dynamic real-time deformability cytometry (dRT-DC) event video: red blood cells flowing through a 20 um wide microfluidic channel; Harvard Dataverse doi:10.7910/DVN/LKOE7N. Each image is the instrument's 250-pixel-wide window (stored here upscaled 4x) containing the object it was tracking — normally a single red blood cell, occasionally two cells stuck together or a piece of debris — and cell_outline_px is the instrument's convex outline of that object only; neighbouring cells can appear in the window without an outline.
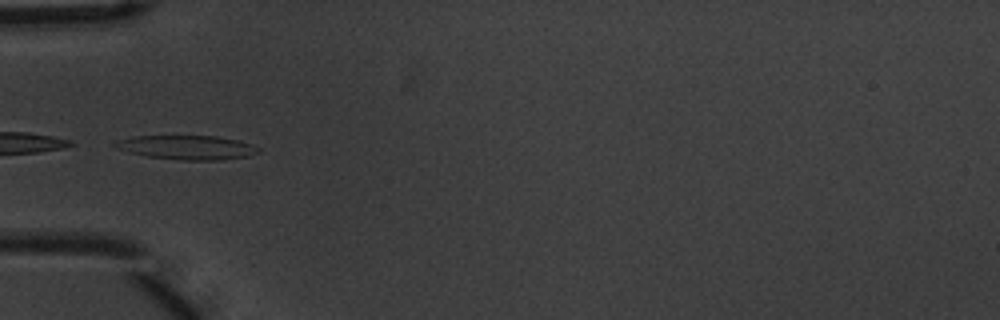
{"species": "common noctule bat (a hibernating species)", "species_latin": "Nyctalus noctula", "temperature_condition": "warm", "stored_images_in_passage": 8, "camera_frame_rate_fps": 3000, "um_per_image_px": 0.085, "animal": {"sex": "male", "body_mass_g": 20.1, "forearm_length_mm": 53.5}, "frame": {"image": 1, "passage_image": 5, "time_ms": 1.333, "image_size_px": [1000, 320], "cell_outline_px": [[260, 152], [248, 156], [220, 160], [180, 160], [148, 156], [128, 152], [116, 148], [112, 144], [116, 140], [132, 136], [216, 136], [240, 140], [252, 144], [260, 148]], "centroid_in_image_um": [15.9, 12.52], "position_along_channel_um": 69.1, "area_um2": 20.29}}
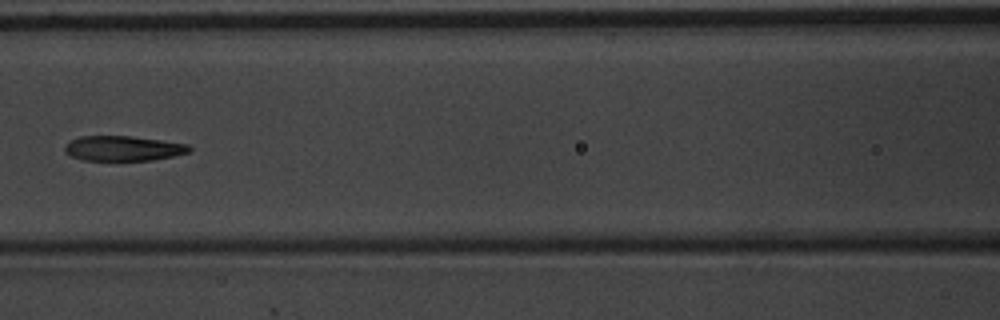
{"frame": {"image": 2, "passage_image": 7, "time_ms": 2.0, "image_size_px": [1000, 320], "cell_outline_px": [[192, 148], [188, 152], [172, 156], [152, 160], [84, 160], [72, 156], [64, 152], [64, 144], [80, 136], [132, 136], [188, 144]], "centroid_in_image_um": [10.44, 12.6], "position_along_channel_um": 156.2, "area_um2": 18.03}}
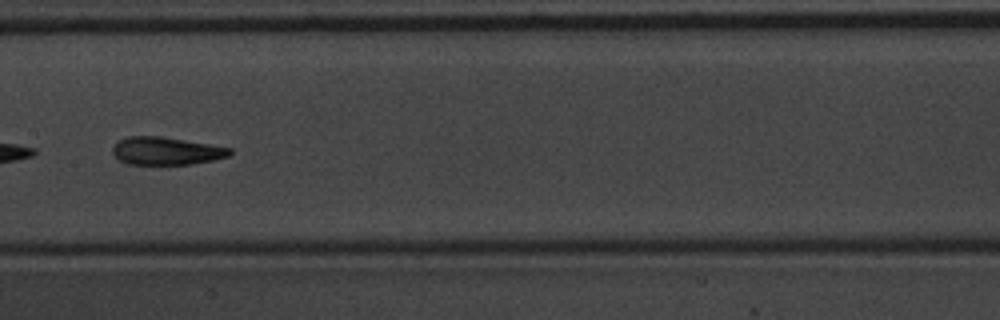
{"frame": {"image": 3, "passage_image": 8, "time_ms": 2.333, "image_size_px": [1000, 320], "cell_outline_px": [[232, 152], [228, 156], [212, 160], [188, 164], [128, 164], [120, 160], [112, 152], [112, 148], [116, 140], [128, 136], [160, 136], [232, 148]], "centroid_in_image_um": [14.08, 12.82], "position_along_channel_um": 193.3, "area_um2": 18.84}}